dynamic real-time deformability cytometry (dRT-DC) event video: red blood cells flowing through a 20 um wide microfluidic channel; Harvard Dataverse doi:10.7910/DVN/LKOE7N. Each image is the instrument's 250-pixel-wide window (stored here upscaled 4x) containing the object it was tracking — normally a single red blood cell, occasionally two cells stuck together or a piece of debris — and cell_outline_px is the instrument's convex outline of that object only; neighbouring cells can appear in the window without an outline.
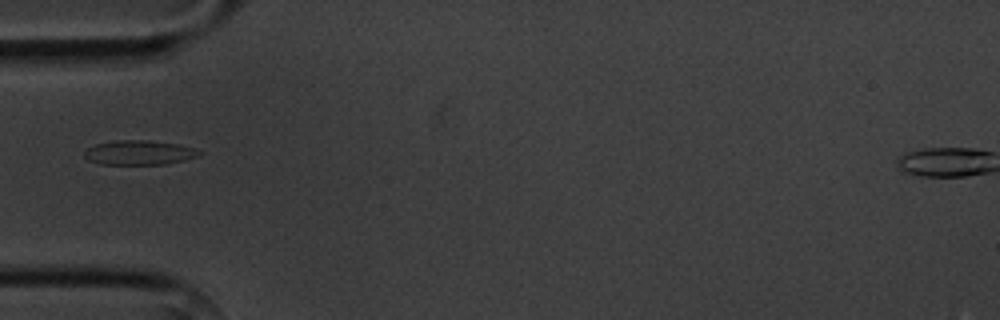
{"species": "common noctule bat (a hibernating species)", "species_latin": "Nyctalus noctula", "temperature_condition": "cold", "stored_images_in_passage": 6, "camera_frame_rate_fps": 3000, "um_per_image_px": 0.085, "animal": {"sex": "male", "body_mass_g": 20.1, "forearm_length_mm": 53.5}, "frame": {"image": 1, "passage_image": 6, "time_ms": 6.667, "image_size_px": [1000, 320], "cell_outline_px": [[204, 152], [200, 156], [168, 164], [100, 164], [88, 160], [84, 156], [84, 152], [88, 148], [96, 144], [116, 140], [148, 140], [176, 144], [196, 148]], "centroid_in_image_um": [11.87, 12.97], "position_along_channel_um": 73.1, "area_um2": 16.47}}